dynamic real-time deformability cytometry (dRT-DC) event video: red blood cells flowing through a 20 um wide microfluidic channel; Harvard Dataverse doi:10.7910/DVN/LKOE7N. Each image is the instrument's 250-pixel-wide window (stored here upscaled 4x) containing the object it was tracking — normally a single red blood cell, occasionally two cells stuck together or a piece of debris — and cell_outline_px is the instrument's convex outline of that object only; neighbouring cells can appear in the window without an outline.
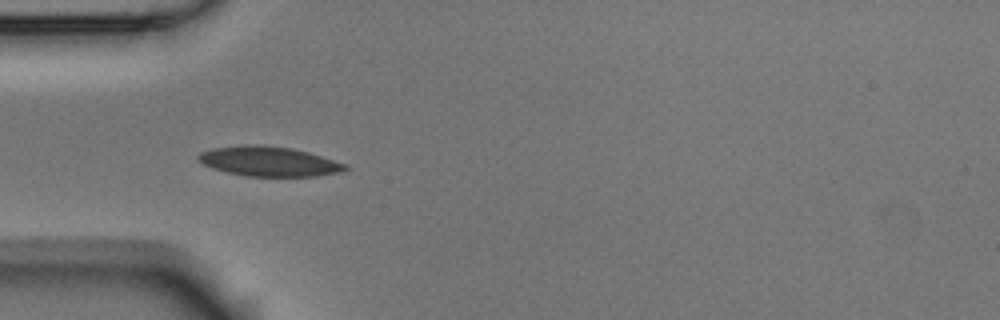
{"species": "Egyptian fruit bat (a non-hibernating species)", "species_latin": "Rousettus aegyptiacus", "temperature_condition": "room temperature", "stored_images_in_passage": 4, "camera_frame_rate_fps": 3000, "um_per_image_px": 0.085, "animal": {"sex": "male"}, "frame": {"image": 1, "passage_image": 4, "time_ms": 1.0, "image_size_px": [1000, 320], "cell_outline_px": [[348, 168], [340, 172], [316, 176], [248, 176], [228, 172], [212, 168], [196, 160], [196, 156], [200, 152], [212, 148], [244, 144], [260, 144], [292, 148], [308, 152], [344, 164]], "centroid_in_image_um": [22.78, 13.7], "position_along_channel_um": 62.2, "area_um2": 25.37}}